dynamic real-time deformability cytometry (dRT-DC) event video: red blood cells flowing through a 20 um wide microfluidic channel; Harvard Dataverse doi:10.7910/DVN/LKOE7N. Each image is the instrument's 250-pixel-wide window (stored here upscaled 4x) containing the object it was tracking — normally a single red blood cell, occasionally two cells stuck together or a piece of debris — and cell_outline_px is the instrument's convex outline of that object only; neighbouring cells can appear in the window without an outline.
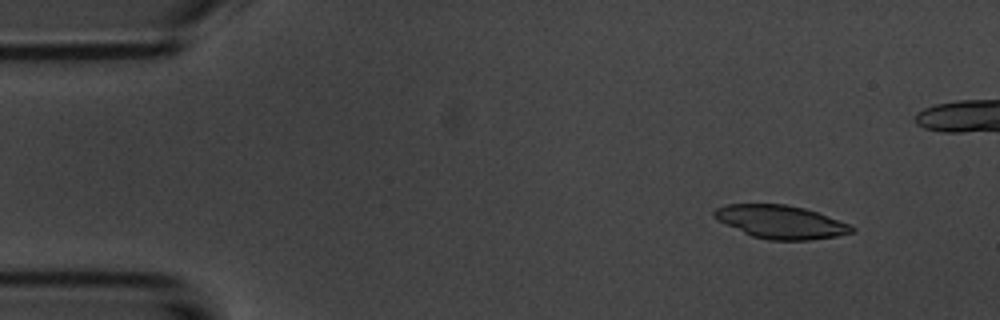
{"species": "common noctule bat (a hibernating species)", "species_latin": "Nyctalus noctula", "temperature_condition": "room temperature", "stored_images_in_passage": 51, "camera_frame_rate_fps": 3000, "um_per_image_px": 0.085, "animal": {"sex": "male", "body_mass_g": 20.1, "forearm_length_mm": 53.5}, "frame": {"image": 1, "passage_image": 2, "time_ms": 0.333, "image_size_px": [1000, 320], "cell_outline_px": [[856, 232], [836, 236], [808, 240], [768, 240], [752, 236], [712, 216], [712, 212], [716, 208], [724, 204], [784, 204], [804, 208], [852, 224], [856, 228]], "centroid_in_image_um": [66.42, 18.86], "position_along_channel_um": 18.6, "area_um2": 26.53}}